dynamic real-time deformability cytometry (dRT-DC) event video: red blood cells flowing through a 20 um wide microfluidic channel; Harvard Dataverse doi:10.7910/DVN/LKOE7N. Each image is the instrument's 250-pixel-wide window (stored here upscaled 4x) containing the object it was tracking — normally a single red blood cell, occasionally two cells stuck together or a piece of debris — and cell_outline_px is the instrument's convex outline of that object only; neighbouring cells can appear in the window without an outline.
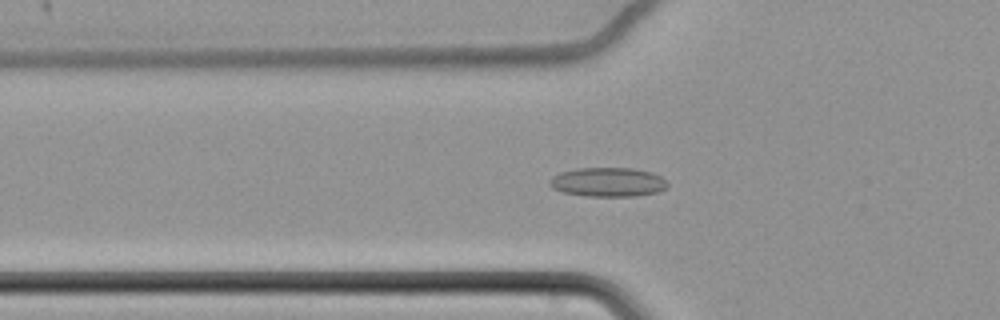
{"species": "common noctule bat (a hibernating species)", "species_latin": "Nyctalus noctula", "temperature_condition": "cold", "stored_images_in_passage": 42, "camera_frame_rate_fps": 3000, "um_per_image_px": 0.085, "animal": {"sex": "female", "body_mass_g": 22.7, "forearm_length_mm": 54.2}, "frame": {"image": 1, "passage_image": 3, "time_ms": 0.667, "image_size_px": [1000, 320], "cell_outline_px": [[668, 188], [656, 192], [636, 196], [588, 196], [564, 192], [552, 188], [548, 184], [548, 180], [552, 176], [560, 172], [576, 168], [632, 168], [652, 172], [660, 176], [668, 184]], "centroid_in_image_um": [51.65, 15.47], "position_along_channel_um": 74.1, "area_um2": 20.11}}
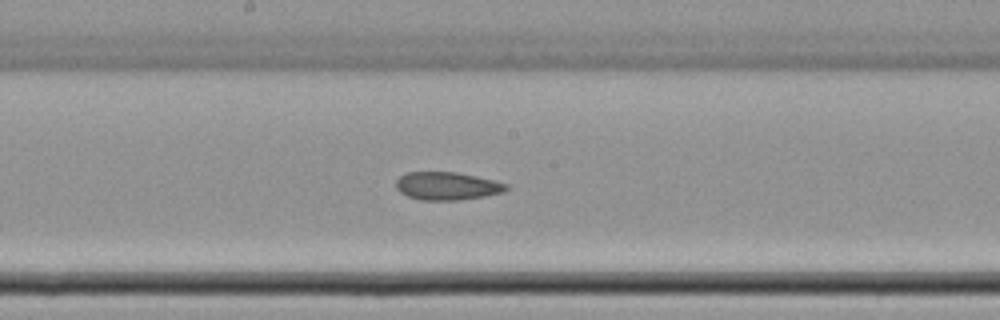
{"frame": {"image": 2, "passage_image": 15, "time_ms": 4.667, "image_size_px": [1000, 320], "cell_outline_px": [[508, 188], [504, 192], [484, 196], [460, 200], [420, 200], [408, 196], [400, 192], [396, 188], [396, 180], [400, 176], [408, 172], [456, 172], [476, 176], [508, 184]], "centroid_in_image_um": [37.99, 15.81], "position_along_channel_um": 210.2, "area_um2": 17.92}}
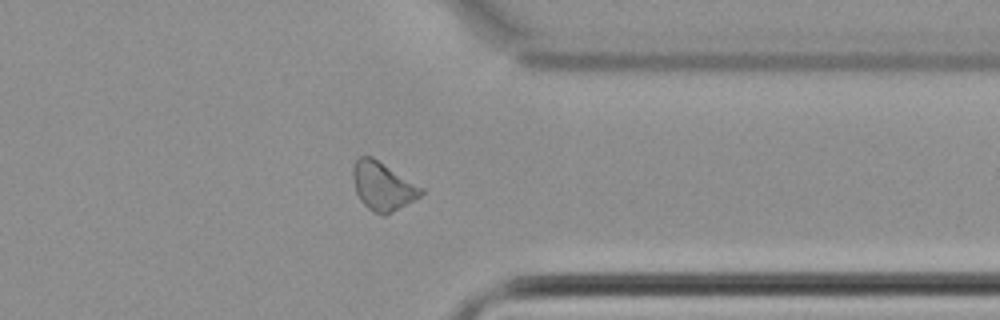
{"frame": {"image": 3, "passage_image": 30, "time_ms": 9.667, "image_size_px": [1000, 320], "cell_outline_px": [[424, 192], [420, 196], [392, 212], [384, 216], [372, 212], [360, 200], [356, 192], [352, 180], [352, 168], [356, 160], [360, 156], [372, 156], [424, 188]], "centroid_in_image_um": [32.51, 15.82], "position_along_channel_um": 378.9, "area_um2": 19.25}, "authors_computed_cell_mechanics": {"area_um2": 18.5538, "velocity_mm_per_s": 3.4392, "shape_relaxation_time_tau1_ms": null, "shape_relaxation_time_tau2_ms": 5.0832, "deformation_change_tau1": null, "deformation_change_tau2": 0.0967}}